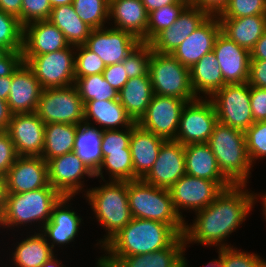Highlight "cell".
I'll return each mask as SVG.
<instances>
[{"instance_id":"obj_1","label":"cell","mask_w":266,"mask_h":267,"mask_svg":"<svg viewBox=\"0 0 266 267\" xmlns=\"http://www.w3.org/2000/svg\"><path fill=\"white\" fill-rule=\"evenodd\" d=\"M244 187L246 185H232L224 189L212 203L197 211L194 223L190 226L185 223V244L194 242L204 246L231 247L222 241L245 221L257 200V194L244 191Z\"/></svg>"},{"instance_id":"obj_2","label":"cell","mask_w":266,"mask_h":267,"mask_svg":"<svg viewBox=\"0 0 266 267\" xmlns=\"http://www.w3.org/2000/svg\"><path fill=\"white\" fill-rule=\"evenodd\" d=\"M179 236L168 224L132 218L102 247L108 256L100 257L97 267H113L122 257L143 255L167 248Z\"/></svg>"},{"instance_id":"obj_3","label":"cell","mask_w":266,"mask_h":267,"mask_svg":"<svg viewBox=\"0 0 266 267\" xmlns=\"http://www.w3.org/2000/svg\"><path fill=\"white\" fill-rule=\"evenodd\" d=\"M207 144L222 174L233 185H246L252 163L247 152L245 132L218 122Z\"/></svg>"},{"instance_id":"obj_4","label":"cell","mask_w":266,"mask_h":267,"mask_svg":"<svg viewBox=\"0 0 266 267\" xmlns=\"http://www.w3.org/2000/svg\"><path fill=\"white\" fill-rule=\"evenodd\" d=\"M127 194L132 218L159 221L183 235L185 221L175 211L169 189L137 179L127 182Z\"/></svg>"},{"instance_id":"obj_5","label":"cell","mask_w":266,"mask_h":267,"mask_svg":"<svg viewBox=\"0 0 266 267\" xmlns=\"http://www.w3.org/2000/svg\"><path fill=\"white\" fill-rule=\"evenodd\" d=\"M87 201L93 209L96 219L106 228L108 232L100 245L103 247L115 234L125 227L131 220L132 215L129 207L127 182L111 181L88 189L86 191ZM103 240V241H102Z\"/></svg>"},{"instance_id":"obj_6","label":"cell","mask_w":266,"mask_h":267,"mask_svg":"<svg viewBox=\"0 0 266 267\" xmlns=\"http://www.w3.org/2000/svg\"><path fill=\"white\" fill-rule=\"evenodd\" d=\"M61 197L50 184L29 192L7 193L0 225L10 228L41 221L42 228L49 221L52 208Z\"/></svg>"},{"instance_id":"obj_7","label":"cell","mask_w":266,"mask_h":267,"mask_svg":"<svg viewBox=\"0 0 266 267\" xmlns=\"http://www.w3.org/2000/svg\"><path fill=\"white\" fill-rule=\"evenodd\" d=\"M148 73L155 95L176 97L188 102L197 99L190 82V68L171 54L153 51Z\"/></svg>"},{"instance_id":"obj_8","label":"cell","mask_w":266,"mask_h":267,"mask_svg":"<svg viewBox=\"0 0 266 267\" xmlns=\"http://www.w3.org/2000/svg\"><path fill=\"white\" fill-rule=\"evenodd\" d=\"M74 49L76 46L69 45L42 55H21L19 59L32 70L43 89L67 87L75 83Z\"/></svg>"},{"instance_id":"obj_9","label":"cell","mask_w":266,"mask_h":267,"mask_svg":"<svg viewBox=\"0 0 266 267\" xmlns=\"http://www.w3.org/2000/svg\"><path fill=\"white\" fill-rule=\"evenodd\" d=\"M35 113L44 124L84 122V104L75 85L43 89Z\"/></svg>"},{"instance_id":"obj_10","label":"cell","mask_w":266,"mask_h":267,"mask_svg":"<svg viewBox=\"0 0 266 267\" xmlns=\"http://www.w3.org/2000/svg\"><path fill=\"white\" fill-rule=\"evenodd\" d=\"M210 100L219 123L244 132L254 124L248 82L226 84Z\"/></svg>"},{"instance_id":"obj_11","label":"cell","mask_w":266,"mask_h":267,"mask_svg":"<svg viewBox=\"0 0 266 267\" xmlns=\"http://www.w3.org/2000/svg\"><path fill=\"white\" fill-rule=\"evenodd\" d=\"M201 97V98H199ZM197 99L187 102L182 110L175 141L181 144L207 143L218 118L210 99Z\"/></svg>"},{"instance_id":"obj_12","label":"cell","mask_w":266,"mask_h":267,"mask_svg":"<svg viewBox=\"0 0 266 267\" xmlns=\"http://www.w3.org/2000/svg\"><path fill=\"white\" fill-rule=\"evenodd\" d=\"M188 101L155 95L137 124L164 140H175L182 110Z\"/></svg>"},{"instance_id":"obj_13","label":"cell","mask_w":266,"mask_h":267,"mask_svg":"<svg viewBox=\"0 0 266 267\" xmlns=\"http://www.w3.org/2000/svg\"><path fill=\"white\" fill-rule=\"evenodd\" d=\"M223 190L216 181L188 174L183 175L169 188L174 209L183 220L180 208L200 211L212 203Z\"/></svg>"},{"instance_id":"obj_14","label":"cell","mask_w":266,"mask_h":267,"mask_svg":"<svg viewBox=\"0 0 266 267\" xmlns=\"http://www.w3.org/2000/svg\"><path fill=\"white\" fill-rule=\"evenodd\" d=\"M49 184L61 195L74 197L83 188L81 179L95 174L75 152L63 154L47 161Z\"/></svg>"},{"instance_id":"obj_15","label":"cell","mask_w":266,"mask_h":267,"mask_svg":"<svg viewBox=\"0 0 266 267\" xmlns=\"http://www.w3.org/2000/svg\"><path fill=\"white\" fill-rule=\"evenodd\" d=\"M140 43V40L127 31L103 27L91 30L84 45L107 66L123 62Z\"/></svg>"},{"instance_id":"obj_16","label":"cell","mask_w":266,"mask_h":267,"mask_svg":"<svg viewBox=\"0 0 266 267\" xmlns=\"http://www.w3.org/2000/svg\"><path fill=\"white\" fill-rule=\"evenodd\" d=\"M185 174V146L175 140H166L154 165L142 180L156 187L169 189Z\"/></svg>"},{"instance_id":"obj_17","label":"cell","mask_w":266,"mask_h":267,"mask_svg":"<svg viewBox=\"0 0 266 267\" xmlns=\"http://www.w3.org/2000/svg\"><path fill=\"white\" fill-rule=\"evenodd\" d=\"M43 88L27 64L18 59L12 65V84L7 99L12 114L36 111Z\"/></svg>"},{"instance_id":"obj_18","label":"cell","mask_w":266,"mask_h":267,"mask_svg":"<svg viewBox=\"0 0 266 267\" xmlns=\"http://www.w3.org/2000/svg\"><path fill=\"white\" fill-rule=\"evenodd\" d=\"M7 132L18 156H41L45 124L35 112L12 114Z\"/></svg>"},{"instance_id":"obj_19","label":"cell","mask_w":266,"mask_h":267,"mask_svg":"<svg viewBox=\"0 0 266 267\" xmlns=\"http://www.w3.org/2000/svg\"><path fill=\"white\" fill-rule=\"evenodd\" d=\"M7 193H24L46 187L47 162L41 156H18L5 175Z\"/></svg>"},{"instance_id":"obj_20","label":"cell","mask_w":266,"mask_h":267,"mask_svg":"<svg viewBox=\"0 0 266 267\" xmlns=\"http://www.w3.org/2000/svg\"><path fill=\"white\" fill-rule=\"evenodd\" d=\"M213 52L226 84L248 82L251 59L249 50L237 45L220 32L215 40Z\"/></svg>"},{"instance_id":"obj_21","label":"cell","mask_w":266,"mask_h":267,"mask_svg":"<svg viewBox=\"0 0 266 267\" xmlns=\"http://www.w3.org/2000/svg\"><path fill=\"white\" fill-rule=\"evenodd\" d=\"M221 32L218 16H209L172 53L182 65L191 68L205 54L213 51L214 43Z\"/></svg>"},{"instance_id":"obj_22","label":"cell","mask_w":266,"mask_h":267,"mask_svg":"<svg viewBox=\"0 0 266 267\" xmlns=\"http://www.w3.org/2000/svg\"><path fill=\"white\" fill-rule=\"evenodd\" d=\"M210 15L204 10L188 5L177 20L162 30L149 44L154 52L171 54Z\"/></svg>"},{"instance_id":"obj_23","label":"cell","mask_w":266,"mask_h":267,"mask_svg":"<svg viewBox=\"0 0 266 267\" xmlns=\"http://www.w3.org/2000/svg\"><path fill=\"white\" fill-rule=\"evenodd\" d=\"M64 33L49 20H39L23 27L21 55H42L67 48Z\"/></svg>"},{"instance_id":"obj_24","label":"cell","mask_w":266,"mask_h":267,"mask_svg":"<svg viewBox=\"0 0 266 267\" xmlns=\"http://www.w3.org/2000/svg\"><path fill=\"white\" fill-rule=\"evenodd\" d=\"M70 199L72 197L62 196L60 198L52 208L49 221L42 227L43 230H40L48 243L49 240L52 241L50 245L52 249L55 244L64 245L72 242L78 235L82 219L75 211L68 208L69 205H66Z\"/></svg>"},{"instance_id":"obj_25","label":"cell","mask_w":266,"mask_h":267,"mask_svg":"<svg viewBox=\"0 0 266 267\" xmlns=\"http://www.w3.org/2000/svg\"><path fill=\"white\" fill-rule=\"evenodd\" d=\"M163 138L140 127L136 122L131 126L130 152L134 168V180L142 179L152 168Z\"/></svg>"},{"instance_id":"obj_26","label":"cell","mask_w":266,"mask_h":267,"mask_svg":"<svg viewBox=\"0 0 266 267\" xmlns=\"http://www.w3.org/2000/svg\"><path fill=\"white\" fill-rule=\"evenodd\" d=\"M116 29L127 31L145 43L148 12L141 0H109V20Z\"/></svg>"},{"instance_id":"obj_27","label":"cell","mask_w":266,"mask_h":267,"mask_svg":"<svg viewBox=\"0 0 266 267\" xmlns=\"http://www.w3.org/2000/svg\"><path fill=\"white\" fill-rule=\"evenodd\" d=\"M186 174L216 181L223 189L233 184L220 171L216 157L207 143L185 145Z\"/></svg>"},{"instance_id":"obj_28","label":"cell","mask_w":266,"mask_h":267,"mask_svg":"<svg viewBox=\"0 0 266 267\" xmlns=\"http://www.w3.org/2000/svg\"><path fill=\"white\" fill-rule=\"evenodd\" d=\"M221 32L237 45L251 51L266 31V14L219 18Z\"/></svg>"},{"instance_id":"obj_29","label":"cell","mask_w":266,"mask_h":267,"mask_svg":"<svg viewBox=\"0 0 266 267\" xmlns=\"http://www.w3.org/2000/svg\"><path fill=\"white\" fill-rule=\"evenodd\" d=\"M90 119L99 126L101 125L102 130H118L117 126L121 125L126 128L135 123L118 99L86 102L84 104V122L91 124Z\"/></svg>"},{"instance_id":"obj_30","label":"cell","mask_w":266,"mask_h":267,"mask_svg":"<svg viewBox=\"0 0 266 267\" xmlns=\"http://www.w3.org/2000/svg\"><path fill=\"white\" fill-rule=\"evenodd\" d=\"M118 93L119 102L132 120L137 123L145 114L154 96L149 73L146 76L129 79Z\"/></svg>"},{"instance_id":"obj_31","label":"cell","mask_w":266,"mask_h":267,"mask_svg":"<svg viewBox=\"0 0 266 267\" xmlns=\"http://www.w3.org/2000/svg\"><path fill=\"white\" fill-rule=\"evenodd\" d=\"M190 82L197 98L201 92L207 94L210 98L226 85L219 62L213 51L205 54L190 68Z\"/></svg>"},{"instance_id":"obj_32","label":"cell","mask_w":266,"mask_h":267,"mask_svg":"<svg viewBox=\"0 0 266 267\" xmlns=\"http://www.w3.org/2000/svg\"><path fill=\"white\" fill-rule=\"evenodd\" d=\"M186 244L180 235L169 247L143 255L122 257L113 267H177L183 260Z\"/></svg>"},{"instance_id":"obj_33","label":"cell","mask_w":266,"mask_h":267,"mask_svg":"<svg viewBox=\"0 0 266 267\" xmlns=\"http://www.w3.org/2000/svg\"><path fill=\"white\" fill-rule=\"evenodd\" d=\"M103 130L83 122L78 125L73 152L95 174L103 161L101 141Z\"/></svg>"},{"instance_id":"obj_34","label":"cell","mask_w":266,"mask_h":267,"mask_svg":"<svg viewBox=\"0 0 266 267\" xmlns=\"http://www.w3.org/2000/svg\"><path fill=\"white\" fill-rule=\"evenodd\" d=\"M63 33L70 45H84L91 28L77 15L72 4L52 8L49 19Z\"/></svg>"},{"instance_id":"obj_35","label":"cell","mask_w":266,"mask_h":267,"mask_svg":"<svg viewBox=\"0 0 266 267\" xmlns=\"http://www.w3.org/2000/svg\"><path fill=\"white\" fill-rule=\"evenodd\" d=\"M78 125L66 123L45 124L44 147L41 157L50 159L73 152Z\"/></svg>"},{"instance_id":"obj_36","label":"cell","mask_w":266,"mask_h":267,"mask_svg":"<svg viewBox=\"0 0 266 267\" xmlns=\"http://www.w3.org/2000/svg\"><path fill=\"white\" fill-rule=\"evenodd\" d=\"M50 245L41 232L34 233L18 243L12 254L14 265L16 267H40L54 255Z\"/></svg>"},{"instance_id":"obj_37","label":"cell","mask_w":266,"mask_h":267,"mask_svg":"<svg viewBox=\"0 0 266 267\" xmlns=\"http://www.w3.org/2000/svg\"><path fill=\"white\" fill-rule=\"evenodd\" d=\"M75 87L83 104L88 101L118 99V92L104 79L102 73L86 77H75Z\"/></svg>"},{"instance_id":"obj_38","label":"cell","mask_w":266,"mask_h":267,"mask_svg":"<svg viewBox=\"0 0 266 267\" xmlns=\"http://www.w3.org/2000/svg\"><path fill=\"white\" fill-rule=\"evenodd\" d=\"M103 167L108 170L111 181H132L134 180V168L130 149L123 151L108 152L103 158L99 170L95 173V177H103Z\"/></svg>"},{"instance_id":"obj_39","label":"cell","mask_w":266,"mask_h":267,"mask_svg":"<svg viewBox=\"0 0 266 267\" xmlns=\"http://www.w3.org/2000/svg\"><path fill=\"white\" fill-rule=\"evenodd\" d=\"M188 5L182 1L162 6L148 14L145 43H150L162 30L170 27Z\"/></svg>"},{"instance_id":"obj_40","label":"cell","mask_w":266,"mask_h":267,"mask_svg":"<svg viewBox=\"0 0 266 267\" xmlns=\"http://www.w3.org/2000/svg\"><path fill=\"white\" fill-rule=\"evenodd\" d=\"M77 15L92 30L101 29L109 19V0H73Z\"/></svg>"},{"instance_id":"obj_41","label":"cell","mask_w":266,"mask_h":267,"mask_svg":"<svg viewBox=\"0 0 266 267\" xmlns=\"http://www.w3.org/2000/svg\"><path fill=\"white\" fill-rule=\"evenodd\" d=\"M0 45L20 58L23 49V26L16 16L1 10Z\"/></svg>"},{"instance_id":"obj_42","label":"cell","mask_w":266,"mask_h":267,"mask_svg":"<svg viewBox=\"0 0 266 267\" xmlns=\"http://www.w3.org/2000/svg\"><path fill=\"white\" fill-rule=\"evenodd\" d=\"M153 50L149 43H140L122 62L129 79L146 76Z\"/></svg>"},{"instance_id":"obj_43","label":"cell","mask_w":266,"mask_h":267,"mask_svg":"<svg viewBox=\"0 0 266 267\" xmlns=\"http://www.w3.org/2000/svg\"><path fill=\"white\" fill-rule=\"evenodd\" d=\"M76 49L78 53L75 52V77L103 73L106 65L97 54L90 51L85 45H78Z\"/></svg>"},{"instance_id":"obj_44","label":"cell","mask_w":266,"mask_h":267,"mask_svg":"<svg viewBox=\"0 0 266 267\" xmlns=\"http://www.w3.org/2000/svg\"><path fill=\"white\" fill-rule=\"evenodd\" d=\"M233 247L219 248L221 267H266V261L257 254L240 252Z\"/></svg>"},{"instance_id":"obj_45","label":"cell","mask_w":266,"mask_h":267,"mask_svg":"<svg viewBox=\"0 0 266 267\" xmlns=\"http://www.w3.org/2000/svg\"><path fill=\"white\" fill-rule=\"evenodd\" d=\"M247 152L251 163L258 158L266 157V121L254 122L245 131Z\"/></svg>"},{"instance_id":"obj_46","label":"cell","mask_w":266,"mask_h":267,"mask_svg":"<svg viewBox=\"0 0 266 267\" xmlns=\"http://www.w3.org/2000/svg\"><path fill=\"white\" fill-rule=\"evenodd\" d=\"M266 14V0H229L218 18H239Z\"/></svg>"},{"instance_id":"obj_47","label":"cell","mask_w":266,"mask_h":267,"mask_svg":"<svg viewBox=\"0 0 266 267\" xmlns=\"http://www.w3.org/2000/svg\"><path fill=\"white\" fill-rule=\"evenodd\" d=\"M126 130V131H125ZM118 130H103L101 141V153L103 158L108 155V152L123 151L130 149L131 127H126Z\"/></svg>"},{"instance_id":"obj_48","label":"cell","mask_w":266,"mask_h":267,"mask_svg":"<svg viewBox=\"0 0 266 267\" xmlns=\"http://www.w3.org/2000/svg\"><path fill=\"white\" fill-rule=\"evenodd\" d=\"M52 7L49 0H22L21 25L39 21L48 20Z\"/></svg>"},{"instance_id":"obj_49","label":"cell","mask_w":266,"mask_h":267,"mask_svg":"<svg viewBox=\"0 0 266 267\" xmlns=\"http://www.w3.org/2000/svg\"><path fill=\"white\" fill-rule=\"evenodd\" d=\"M18 157L7 131H0V175L5 176Z\"/></svg>"},{"instance_id":"obj_50","label":"cell","mask_w":266,"mask_h":267,"mask_svg":"<svg viewBox=\"0 0 266 267\" xmlns=\"http://www.w3.org/2000/svg\"><path fill=\"white\" fill-rule=\"evenodd\" d=\"M250 104L254 121H266V88L250 86Z\"/></svg>"},{"instance_id":"obj_51","label":"cell","mask_w":266,"mask_h":267,"mask_svg":"<svg viewBox=\"0 0 266 267\" xmlns=\"http://www.w3.org/2000/svg\"><path fill=\"white\" fill-rule=\"evenodd\" d=\"M102 74L104 79L117 92H119L129 80L122 62L107 65Z\"/></svg>"},{"instance_id":"obj_52","label":"cell","mask_w":266,"mask_h":267,"mask_svg":"<svg viewBox=\"0 0 266 267\" xmlns=\"http://www.w3.org/2000/svg\"><path fill=\"white\" fill-rule=\"evenodd\" d=\"M248 84L266 88V60H250Z\"/></svg>"},{"instance_id":"obj_53","label":"cell","mask_w":266,"mask_h":267,"mask_svg":"<svg viewBox=\"0 0 266 267\" xmlns=\"http://www.w3.org/2000/svg\"><path fill=\"white\" fill-rule=\"evenodd\" d=\"M229 0H193L191 6L198 7L210 16H218L227 6Z\"/></svg>"},{"instance_id":"obj_54","label":"cell","mask_w":266,"mask_h":267,"mask_svg":"<svg viewBox=\"0 0 266 267\" xmlns=\"http://www.w3.org/2000/svg\"><path fill=\"white\" fill-rule=\"evenodd\" d=\"M22 0H0V10L16 16L21 24Z\"/></svg>"},{"instance_id":"obj_55","label":"cell","mask_w":266,"mask_h":267,"mask_svg":"<svg viewBox=\"0 0 266 267\" xmlns=\"http://www.w3.org/2000/svg\"><path fill=\"white\" fill-rule=\"evenodd\" d=\"M12 84V66L0 74V99L7 101Z\"/></svg>"},{"instance_id":"obj_56","label":"cell","mask_w":266,"mask_h":267,"mask_svg":"<svg viewBox=\"0 0 266 267\" xmlns=\"http://www.w3.org/2000/svg\"><path fill=\"white\" fill-rule=\"evenodd\" d=\"M19 58L0 45V74L7 71Z\"/></svg>"},{"instance_id":"obj_57","label":"cell","mask_w":266,"mask_h":267,"mask_svg":"<svg viewBox=\"0 0 266 267\" xmlns=\"http://www.w3.org/2000/svg\"><path fill=\"white\" fill-rule=\"evenodd\" d=\"M250 60H266V31L250 51Z\"/></svg>"},{"instance_id":"obj_58","label":"cell","mask_w":266,"mask_h":267,"mask_svg":"<svg viewBox=\"0 0 266 267\" xmlns=\"http://www.w3.org/2000/svg\"><path fill=\"white\" fill-rule=\"evenodd\" d=\"M12 113L7 101L0 99V131H7Z\"/></svg>"},{"instance_id":"obj_59","label":"cell","mask_w":266,"mask_h":267,"mask_svg":"<svg viewBox=\"0 0 266 267\" xmlns=\"http://www.w3.org/2000/svg\"><path fill=\"white\" fill-rule=\"evenodd\" d=\"M148 14L162 6L175 3L177 0H141Z\"/></svg>"},{"instance_id":"obj_60","label":"cell","mask_w":266,"mask_h":267,"mask_svg":"<svg viewBox=\"0 0 266 267\" xmlns=\"http://www.w3.org/2000/svg\"><path fill=\"white\" fill-rule=\"evenodd\" d=\"M6 197H7V189H6L5 176L0 175V219L3 215V212L5 211Z\"/></svg>"},{"instance_id":"obj_61","label":"cell","mask_w":266,"mask_h":267,"mask_svg":"<svg viewBox=\"0 0 266 267\" xmlns=\"http://www.w3.org/2000/svg\"><path fill=\"white\" fill-rule=\"evenodd\" d=\"M61 262L55 258V255H53L49 260H47L43 265L40 267H64Z\"/></svg>"},{"instance_id":"obj_62","label":"cell","mask_w":266,"mask_h":267,"mask_svg":"<svg viewBox=\"0 0 266 267\" xmlns=\"http://www.w3.org/2000/svg\"><path fill=\"white\" fill-rule=\"evenodd\" d=\"M73 0H49V3L52 8L60 5L72 4Z\"/></svg>"},{"instance_id":"obj_63","label":"cell","mask_w":266,"mask_h":267,"mask_svg":"<svg viewBox=\"0 0 266 267\" xmlns=\"http://www.w3.org/2000/svg\"><path fill=\"white\" fill-rule=\"evenodd\" d=\"M205 267H221V261L220 258L214 259L211 262H209Z\"/></svg>"},{"instance_id":"obj_64","label":"cell","mask_w":266,"mask_h":267,"mask_svg":"<svg viewBox=\"0 0 266 267\" xmlns=\"http://www.w3.org/2000/svg\"><path fill=\"white\" fill-rule=\"evenodd\" d=\"M260 199H263V201H262V205H263V212H264V214H265V217H266V194L265 195H262L261 196V198ZM266 219V218H265Z\"/></svg>"},{"instance_id":"obj_65","label":"cell","mask_w":266,"mask_h":267,"mask_svg":"<svg viewBox=\"0 0 266 267\" xmlns=\"http://www.w3.org/2000/svg\"><path fill=\"white\" fill-rule=\"evenodd\" d=\"M177 267H187L186 259L183 257V260L177 265Z\"/></svg>"},{"instance_id":"obj_66","label":"cell","mask_w":266,"mask_h":267,"mask_svg":"<svg viewBox=\"0 0 266 267\" xmlns=\"http://www.w3.org/2000/svg\"><path fill=\"white\" fill-rule=\"evenodd\" d=\"M178 1H182L184 3H186L187 5H192L193 0H178Z\"/></svg>"}]
</instances>
